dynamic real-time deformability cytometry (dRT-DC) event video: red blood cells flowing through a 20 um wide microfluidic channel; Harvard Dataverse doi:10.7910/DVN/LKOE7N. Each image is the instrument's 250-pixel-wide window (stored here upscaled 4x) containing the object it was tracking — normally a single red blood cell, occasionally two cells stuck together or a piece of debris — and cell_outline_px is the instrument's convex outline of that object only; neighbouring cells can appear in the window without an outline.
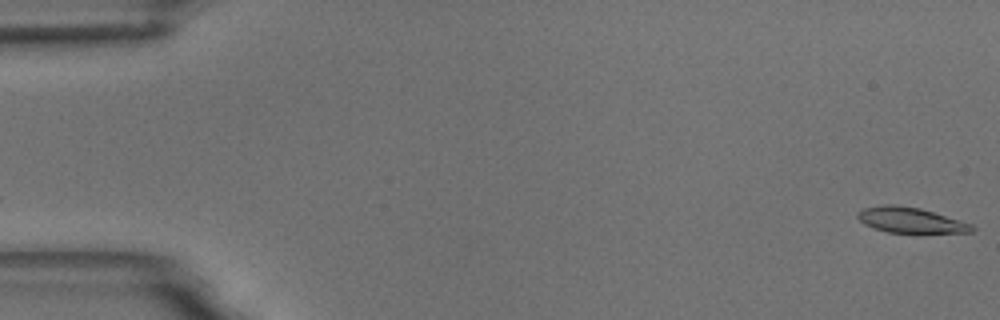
{"species": "common noctule bat (a hibernating species)", "species_latin": "Nyctalus noctula", "temperature_condition": "room temperature", "stored_images_in_passage": 56, "camera_frame_rate_fps": 3000, "um_per_image_px": 0.085, "animal": {"sex": "male", "body_mass_g": 18.8}, "frame": {"image": 1, "passage_image": 1, "time_ms": 0.0, "image_size_px": [1000, 320], "cell_outline_px": [[976, 228], [972, 232], [888, 232], [872, 228], [864, 224], [856, 216], [856, 212], [864, 208], [884, 204], [892, 204], [920, 208], [972, 224]], "centroid_in_image_um": [77.34, 18.7], "position_along_channel_um": 7.7, "area_um2": 16.76}}
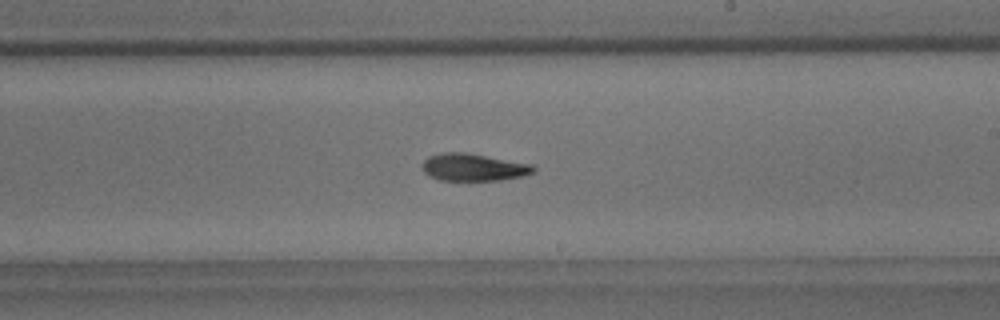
{"frame": {"image": 2, "passage_image": 33, "time_ms": 10.667, "image_size_px": [1000, 320], "cell_outline_px": [[536, 172], [524, 176], [500, 180], [440, 180], [424, 172], [420, 164], [428, 156], [444, 152], [464, 152], [532, 164], [536, 168]], "centroid_in_image_um": [40.26, 14.21], "position_along_channel_um": 248.7, "area_um2": 17.74}}
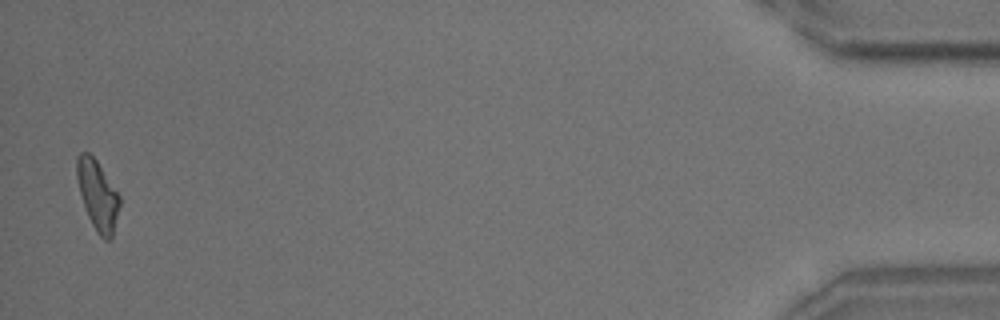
{"frame": {"image": 3, "passage_image": 55, "time_ms": 18.0, "image_size_px": [1000, 320], "cell_outline_px": [[120, 204], [112, 236], [108, 240], [104, 240], [96, 232], [88, 216], [80, 192], [76, 176], [76, 160], [80, 152], [88, 152], [96, 160], [120, 196]], "centroid_in_image_um": [8.29, 16.58], "position_along_channel_um": 426.9, "area_um2": 17.05}, "authors_computed_cell_mechanics": {"area_um2": 17.629, "velocity_mm_per_s": 3.6464, "shape_relaxation_time_tau1_ms": 4.3441, "shape_relaxation_time_tau2_ms": 6.9122, "deformation_change_tau1": 0.1792, "deformation_change_tau2": 0.1502}}